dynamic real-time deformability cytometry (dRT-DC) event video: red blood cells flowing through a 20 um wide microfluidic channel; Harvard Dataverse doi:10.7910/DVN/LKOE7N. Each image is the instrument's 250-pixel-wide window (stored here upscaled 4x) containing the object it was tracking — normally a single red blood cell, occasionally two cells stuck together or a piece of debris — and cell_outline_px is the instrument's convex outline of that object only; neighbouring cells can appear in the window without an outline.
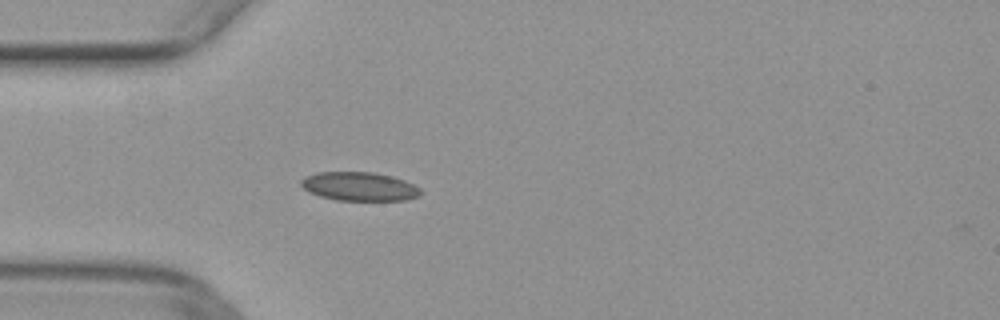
{"species": "common noctule bat (a hibernating species)", "species_latin": "Nyctalus noctula", "temperature_condition": "warm", "stored_images_in_passage": 41, "camera_frame_rate_fps": 3000, "um_per_image_px": 0.085, "animal": {"sex": "female", "body_mass_g": 29.2, "forearm_length_mm": 56.3}, "frame": {"image": 1, "passage_image": 5, "time_ms": 1.333, "image_size_px": [1000, 320], "cell_outline_px": [[424, 192], [420, 196], [408, 200], [336, 200], [320, 196], [308, 192], [300, 184], [300, 180], [304, 176], [316, 172], [372, 172], [392, 176], [404, 180], [420, 188]], "centroid_in_image_um": [30.55, 15.85], "position_along_channel_um": 54.5, "area_um2": 20.23}}
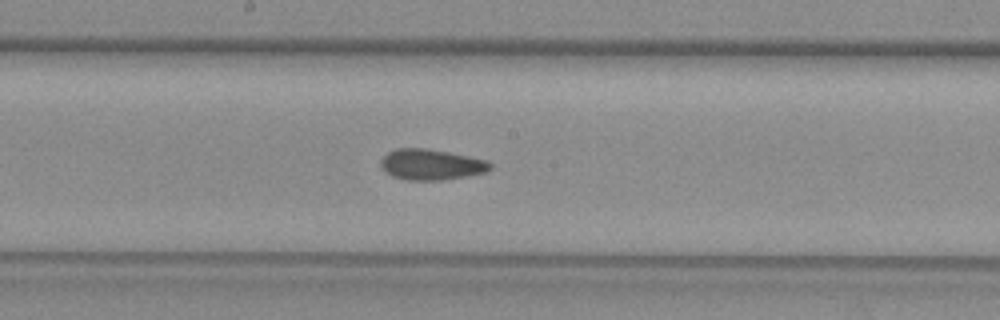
{"frame": {"image": 2, "passage_image": 17, "time_ms": 5.333, "image_size_px": [1000, 320], "cell_outline_px": [[492, 168], [484, 172], [468, 176], [440, 180], [408, 180], [392, 176], [384, 172], [380, 164], [380, 160], [388, 152], [396, 148], [428, 148], [488, 160], [492, 164]], "centroid_in_image_um": [36.63, 13.98], "position_along_channel_um": 211.6, "area_um2": 19.71}}
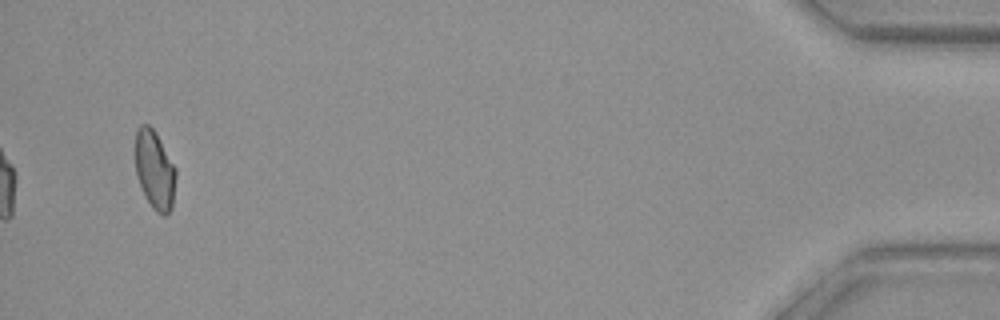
{"frame": {"image": 3, "passage_image": 39, "time_ms": 12.667, "image_size_px": [1000, 320], "cell_outline_px": [[176, 176], [172, 208], [164, 216], [156, 212], [152, 208], [144, 196], [136, 176], [136, 132], [140, 124], [148, 124], [156, 132], [176, 168]], "centroid_in_image_um": [13.15, 14.46], "position_along_channel_um": 422.0, "area_um2": 18.73}}